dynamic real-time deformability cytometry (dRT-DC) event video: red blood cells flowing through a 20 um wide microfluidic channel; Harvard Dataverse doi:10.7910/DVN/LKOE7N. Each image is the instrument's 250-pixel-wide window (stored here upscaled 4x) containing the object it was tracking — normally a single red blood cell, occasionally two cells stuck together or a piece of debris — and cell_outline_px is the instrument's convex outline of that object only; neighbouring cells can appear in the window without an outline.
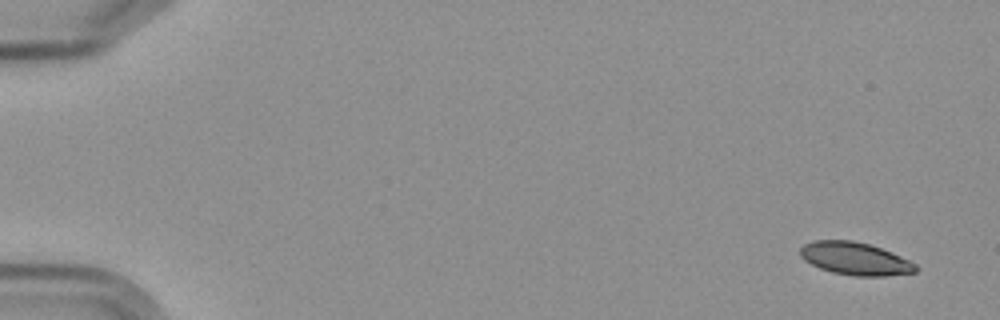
{"species": "Egyptian fruit bat (a non-hibernating species)", "species_latin": "Rousettus aegyptiacus", "temperature_condition": "cold", "stored_images_in_passage": 5, "camera_frame_rate_fps": 3000, "um_per_image_px": 0.085, "frame": {"image": 1, "passage_image": 1, "time_ms": 0.0, "image_size_px": [1000, 320], "cell_outline_px": [[920, 268], [916, 272], [884, 276], [856, 276], [832, 272], [820, 268], [804, 260], [800, 256], [800, 248], [804, 244], [812, 240], [852, 240], [868, 244], [892, 252], [916, 264]], "centroid_in_image_um": [72.68, 21.98], "position_along_channel_um": 12.3, "area_um2": 22.02}}
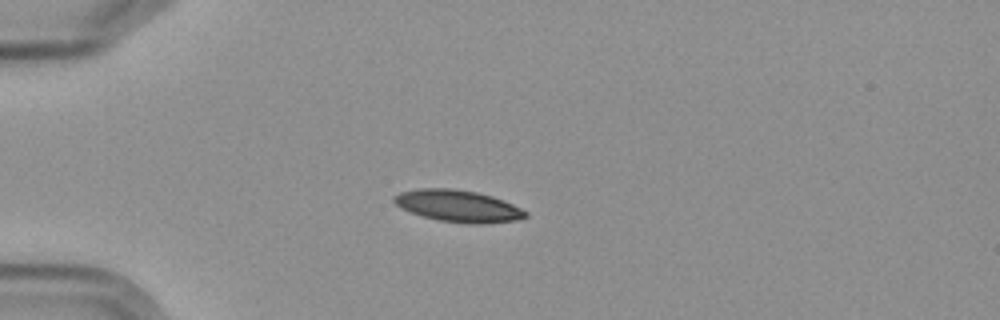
{"frame": {"image": 2, "passage_image": 5, "time_ms": 4.333, "image_size_px": [1000, 320], "cell_outline_px": [[528, 216], [516, 220], [484, 224], [472, 224], [440, 220], [424, 216], [400, 208], [392, 200], [392, 196], [400, 192], [420, 188], [448, 188], [476, 192], [492, 196], [504, 200], [528, 212]], "centroid_in_image_um": [38.94, 17.5], "position_along_channel_um": 46.1, "area_um2": 24.28}}